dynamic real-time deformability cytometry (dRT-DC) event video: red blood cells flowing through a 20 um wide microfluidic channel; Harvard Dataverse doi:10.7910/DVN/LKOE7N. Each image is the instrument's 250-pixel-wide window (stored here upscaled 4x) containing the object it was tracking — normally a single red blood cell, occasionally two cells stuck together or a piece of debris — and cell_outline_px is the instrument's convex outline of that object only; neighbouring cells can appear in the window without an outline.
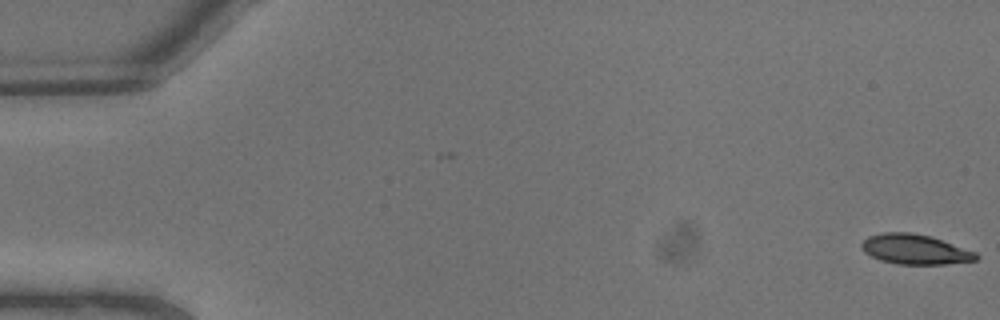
{"species": "common noctule bat (a hibernating species)", "species_latin": "Nyctalus noctula", "temperature_condition": "warm", "stored_images_in_passage": 7, "camera_frame_rate_fps": 3000, "um_per_image_px": 0.085, "animal": {"sex": "male", "body_mass_g": 13.3}, "frame": {"image": 1, "passage_image": 1, "time_ms": 0.0, "image_size_px": [1000, 320], "cell_outline_px": [[980, 256], [976, 260], [944, 264], [896, 264], [880, 260], [864, 252], [860, 248], [860, 244], [868, 236], [884, 232], [912, 232], [932, 236], [976, 252]], "centroid_in_image_um": [77.76, 21.18], "position_along_channel_um": 7.2, "area_um2": 20.11}}
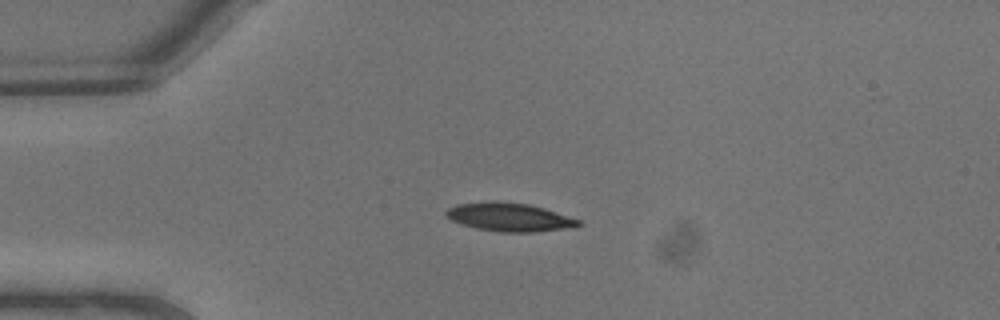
{"frame": {"image": 2, "passage_image": 6, "time_ms": 1.667, "image_size_px": [1000, 320], "cell_outline_px": [[584, 224], [576, 228], [532, 232], [500, 232], [476, 228], [460, 224], [452, 220], [444, 212], [448, 208], [456, 204], [492, 200], [528, 204], [544, 208], [580, 220]], "centroid_in_image_um": [43.33, 18.46], "position_along_channel_um": 41.7, "area_um2": 22.2}}